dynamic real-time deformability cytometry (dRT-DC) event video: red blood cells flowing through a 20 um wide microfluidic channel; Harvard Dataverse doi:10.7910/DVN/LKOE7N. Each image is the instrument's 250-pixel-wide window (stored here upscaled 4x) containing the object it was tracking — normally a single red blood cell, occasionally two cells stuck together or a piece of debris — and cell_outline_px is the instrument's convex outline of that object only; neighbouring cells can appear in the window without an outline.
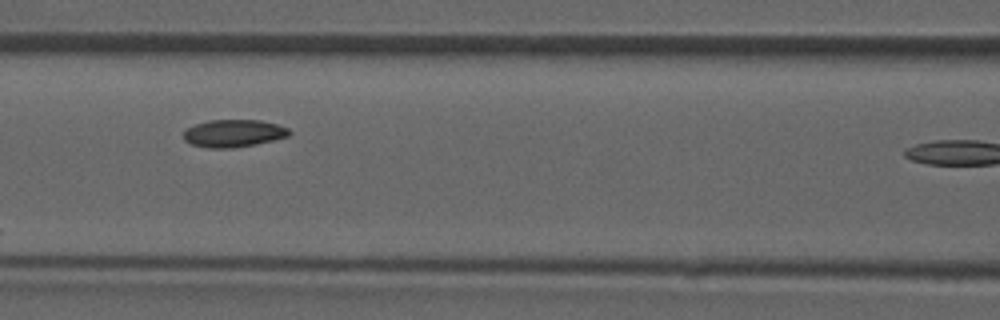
{"species": "common noctule bat (a hibernating species)", "species_latin": "Nyctalus noctula", "temperature_condition": "room temperature", "stored_images_in_passage": 12, "camera_frame_rate_fps": 3000, "um_per_image_px": 0.085, "animal": {"sex": "male", "forearm_length_mm": 52.5}, "frame": {"image": 1, "passage_image": 3, "time_ms": 3.333, "image_size_px": [1000, 320], "cell_outline_px": [[292, 132], [288, 136], [272, 140], [232, 148], [208, 148], [192, 144], [184, 140], [184, 132], [188, 128], [196, 124], [208, 120], [260, 120], [276, 124], [288, 128]], "centroid_in_image_um": [19.85, 11.32], "position_along_channel_um": 146.8, "area_um2": 16.7}}
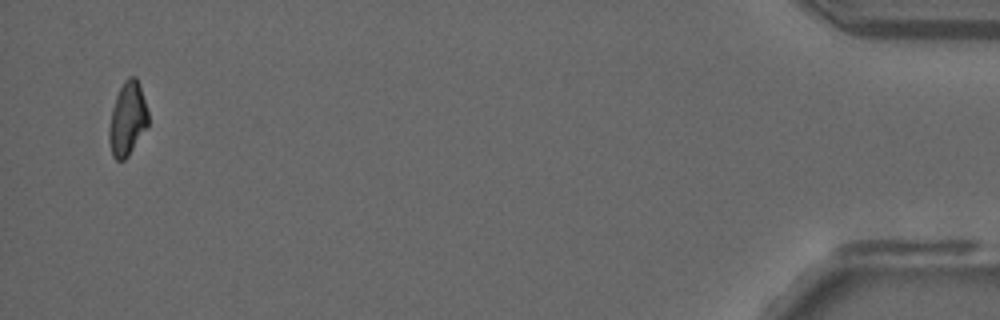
{"frame": {"image": 2, "passage_image": 12, "time_ms": 13.667, "image_size_px": [1000, 320], "cell_outline_px": [[148, 124], [128, 156], [124, 160], [116, 160], [112, 156], [108, 140], [108, 128], [112, 108], [116, 96], [124, 80], [128, 76], [136, 76], [148, 112]], "centroid_in_image_um": [10.8, 10.12], "position_along_channel_um": 424.4, "area_um2": 16.65}}